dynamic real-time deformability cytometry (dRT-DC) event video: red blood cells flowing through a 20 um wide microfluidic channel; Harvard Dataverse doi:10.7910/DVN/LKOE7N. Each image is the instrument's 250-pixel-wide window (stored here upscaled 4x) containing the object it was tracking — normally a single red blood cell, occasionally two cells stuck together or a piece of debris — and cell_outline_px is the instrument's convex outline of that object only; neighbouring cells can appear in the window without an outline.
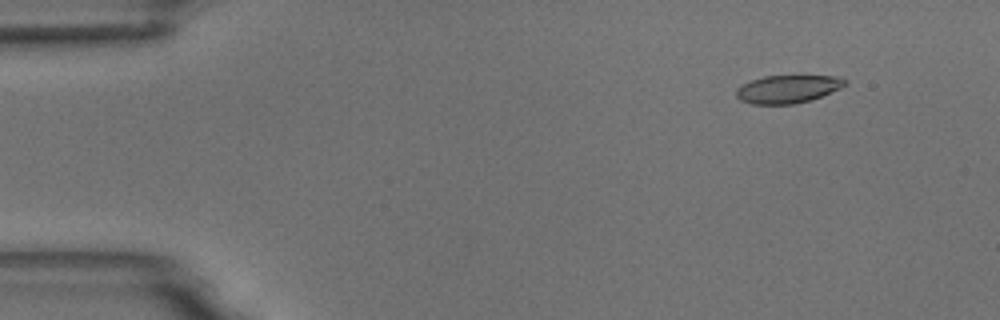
{"species": "common noctule bat (a hibernating species)", "species_latin": "Nyctalus noctula", "temperature_condition": "room temperature", "stored_images_in_passage": 4, "camera_frame_rate_fps": 3000, "um_per_image_px": 0.085, "animal": {"sex": "male", "body_mass_g": 18.8}, "frame": {"image": 1, "passage_image": 2, "time_ms": 1.0, "image_size_px": [1000, 320], "cell_outline_px": [[848, 84], [840, 88], [820, 96], [808, 100], [792, 104], [752, 104], [740, 100], [736, 96], [736, 88], [752, 80], [764, 76], [840, 76], [848, 80]], "centroid_in_image_um": [66.97, 7.56], "position_along_channel_um": 18.0, "area_um2": 17.57}}
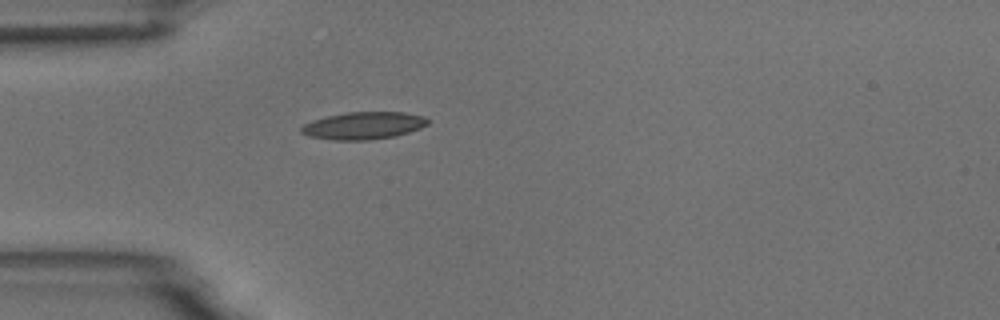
{"frame": {"image": 2, "passage_image": 4, "time_ms": 4.333, "image_size_px": [1000, 320], "cell_outline_px": [[432, 120], [428, 124], [420, 128], [396, 136], [372, 140], [332, 140], [308, 136], [300, 132], [300, 128], [304, 124], [312, 120], [328, 116], [348, 112], [404, 112], [424, 116]], "centroid_in_image_um": [30.92, 10.68], "position_along_channel_um": 54.1, "area_um2": 20.35}}